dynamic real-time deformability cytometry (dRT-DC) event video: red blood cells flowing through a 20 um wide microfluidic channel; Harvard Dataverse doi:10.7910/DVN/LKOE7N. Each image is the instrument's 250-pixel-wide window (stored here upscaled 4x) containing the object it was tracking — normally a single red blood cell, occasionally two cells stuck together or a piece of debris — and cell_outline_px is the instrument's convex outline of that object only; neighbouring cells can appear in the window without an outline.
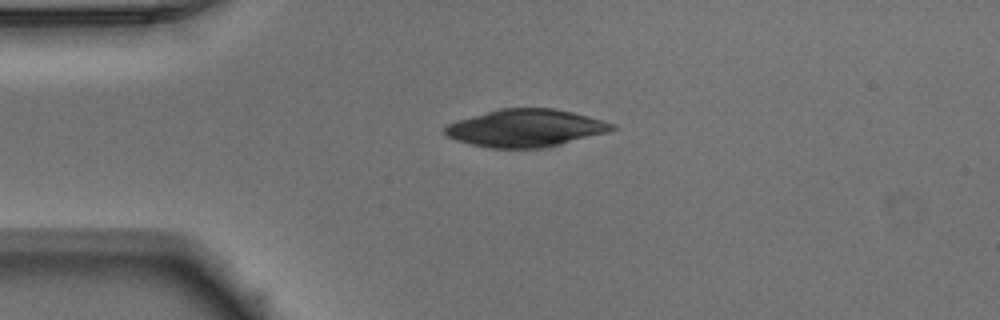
{"species": "Egyptian fruit bat (a non-hibernating species)", "species_latin": "Rousettus aegyptiacus", "temperature_condition": "warm", "stored_images_in_passage": 40, "camera_frame_rate_fps": 3000, "um_per_image_px": 0.085, "animal": {"sex": "male"}, "frame": {"image": 1, "passage_image": 1, "time_ms": 0.0, "image_size_px": [1000, 320], "cell_outline_px": [[616, 128], [608, 132], [544, 148], [488, 148], [456, 140], [448, 136], [444, 132], [444, 124], [456, 120], [500, 108], [552, 108], [572, 112], [604, 120], [616, 124]], "centroid_in_image_um": [44.66, 10.88], "position_along_channel_um": 40.3, "area_um2": 36.59}}